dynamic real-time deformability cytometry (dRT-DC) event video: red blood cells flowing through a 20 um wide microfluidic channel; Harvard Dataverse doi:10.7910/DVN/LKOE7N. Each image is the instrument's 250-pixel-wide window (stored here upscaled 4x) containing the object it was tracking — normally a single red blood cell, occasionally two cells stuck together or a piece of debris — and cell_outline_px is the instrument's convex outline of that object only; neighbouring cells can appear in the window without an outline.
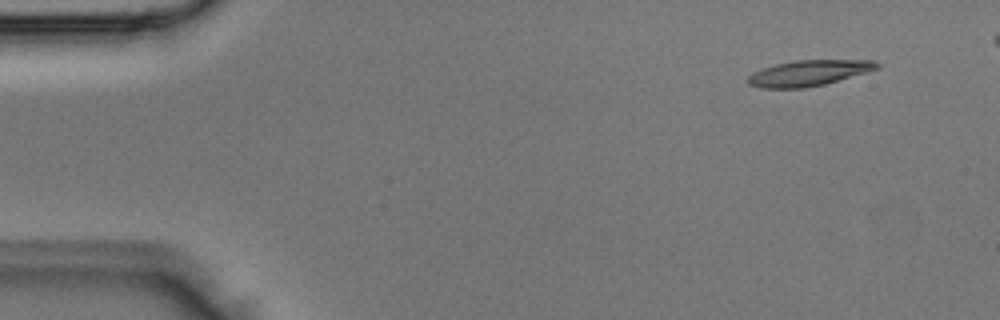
{"species": "Egyptian fruit bat (a non-hibernating species)", "species_latin": "Rousettus aegyptiacus", "temperature_condition": "room temperature", "stored_images_in_passage": 5, "camera_frame_rate_fps": 3000, "um_per_image_px": 0.085, "animal": {"sex": "male"}, "frame": {"image": 1, "passage_image": 1, "time_ms": 0.0, "image_size_px": [1000, 320], "cell_outline_px": [[880, 68], [868, 72], [824, 84], [804, 88], [760, 88], [748, 84], [748, 76], [752, 72], [776, 64], [796, 60], [876, 60], [880, 64]], "centroid_in_image_um": [68.77, 6.2], "position_along_channel_um": 16.2, "area_um2": 19.36}}